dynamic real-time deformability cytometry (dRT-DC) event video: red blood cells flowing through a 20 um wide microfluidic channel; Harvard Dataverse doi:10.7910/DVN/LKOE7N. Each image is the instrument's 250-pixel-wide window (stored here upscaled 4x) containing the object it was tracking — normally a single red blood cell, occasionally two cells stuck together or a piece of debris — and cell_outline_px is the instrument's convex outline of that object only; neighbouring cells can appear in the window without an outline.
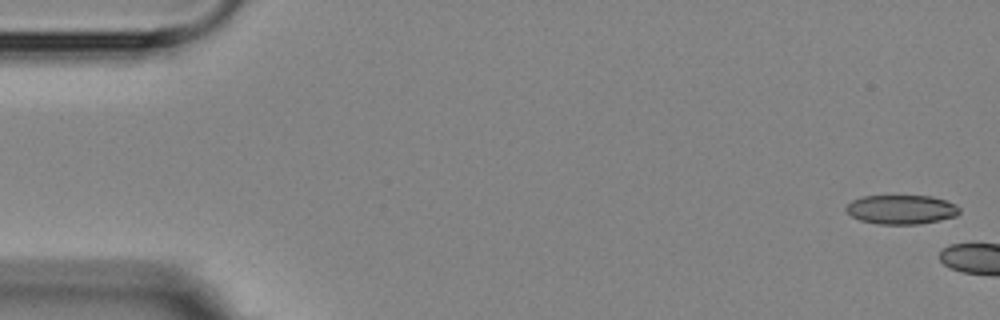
{"species": "Egyptian fruit bat (a non-hibernating species)", "species_latin": "Rousettus aegyptiacus", "temperature_condition": "room temperature", "stored_images_in_passage": 4, "camera_frame_rate_fps": 3000, "um_per_image_px": 0.085, "animal": {"sex": "female"}, "frame": {"image": 1, "passage_image": 1, "time_ms": 0.0, "image_size_px": [1000, 320], "cell_outline_px": [[960, 212], [956, 216], [940, 220], [920, 224], [880, 224], [860, 220], [852, 216], [844, 208], [852, 200], [864, 196], [932, 196], [956, 204], [960, 208]], "centroid_in_image_um": [76.63, 17.81], "position_along_channel_um": 8.4, "area_um2": 19.25}}